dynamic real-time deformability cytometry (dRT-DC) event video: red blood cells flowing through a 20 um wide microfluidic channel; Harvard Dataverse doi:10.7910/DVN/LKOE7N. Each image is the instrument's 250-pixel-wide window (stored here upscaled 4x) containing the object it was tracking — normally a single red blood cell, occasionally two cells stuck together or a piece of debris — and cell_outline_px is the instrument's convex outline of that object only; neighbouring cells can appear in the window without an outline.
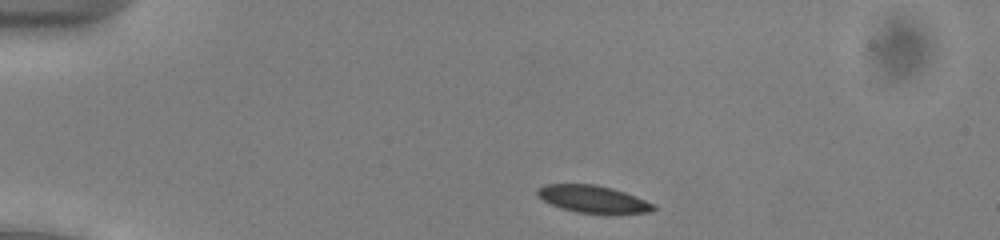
{"species": "common noctule bat (a hibernating species)", "species_latin": "Nyctalus noctula", "temperature_condition": "cold", "stored_images_in_passage": 43, "camera_frame_rate_fps": 3000, "um_per_image_px": 0.085, "animal": {"sex": "male", "body_mass_g": 13.0, "forearm_length_mm": 53.1}, "frame": {"image": 1, "passage_image": 1, "time_ms": 0.0, "image_size_px": [1000, 240], "cell_outline_px": [[656, 208], [652, 212], [576, 212], [560, 208], [544, 200], [536, 192], [536, 188], [544, 184], [596, 184], [612, 188], [636, 196], [652, 204]], "centroid_in_image_um": [50.34, 16.89], "position_along_channel_um": 34.7, "area_um2": 17.92}}
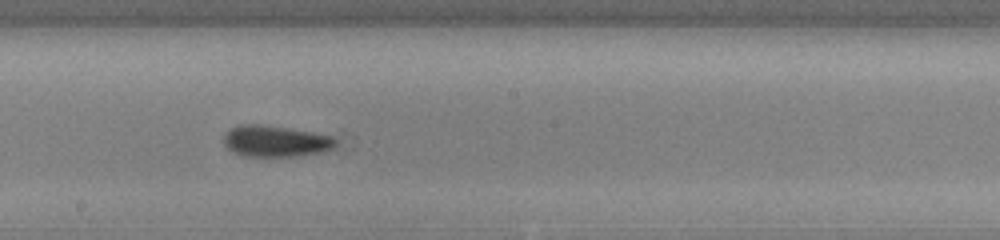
{"frame": {"image": 2, "passage_image": 20, "time_ms": 6.333, "image_size_px": [1000, 240], "cell_outline_px": [[336, 144], [332, 148], [320, 152], [296, 156], [244, 156], [232, 152], [224, 144], [224, 132], [228, 128], [240, 124], [260, 124], [312, 132], [332, 136], [336, 140]], "centroid_in_image_um": [23.35, 11.99], "position_along_channel_um": 224.8, "area_um2": 20.4}}
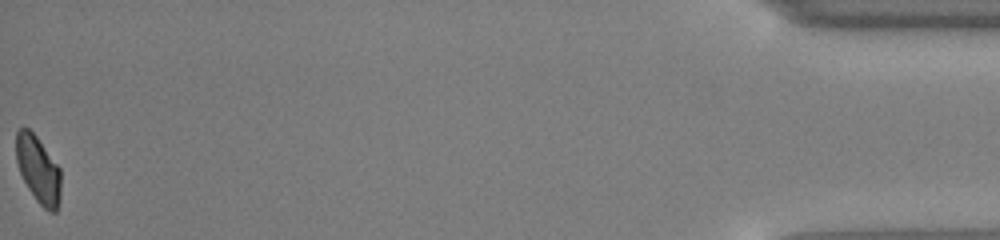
{"frame": {"image": 3, "passage_image": 43, "time_ms": 14.0, "image_size_px": [1000, 240], "cell_outline_px": [[60, 200], [56, 212], [48, 212], [36, 200], [28, 188], [20, 172], [16, 160], [16, 132], [20, 128], [28, 128], [36, 136], [60, 168]], "centroid_in_image_um": [3.25, 14.43], "position_along_channel_um": 431.9, "area_um2": 17.34}, "authors_computed_cell_mechanics": {"area_um2": 19.5942, "velocity_mm_per_s": 3.9096, "shape_relaxation_time_tau1_ms": 2.8051, "shape_relaxation_time_tau2_ms": 5.425, "deformation_change_tau1": 0.0717, "deformation_change_tau2": 0.1091}}